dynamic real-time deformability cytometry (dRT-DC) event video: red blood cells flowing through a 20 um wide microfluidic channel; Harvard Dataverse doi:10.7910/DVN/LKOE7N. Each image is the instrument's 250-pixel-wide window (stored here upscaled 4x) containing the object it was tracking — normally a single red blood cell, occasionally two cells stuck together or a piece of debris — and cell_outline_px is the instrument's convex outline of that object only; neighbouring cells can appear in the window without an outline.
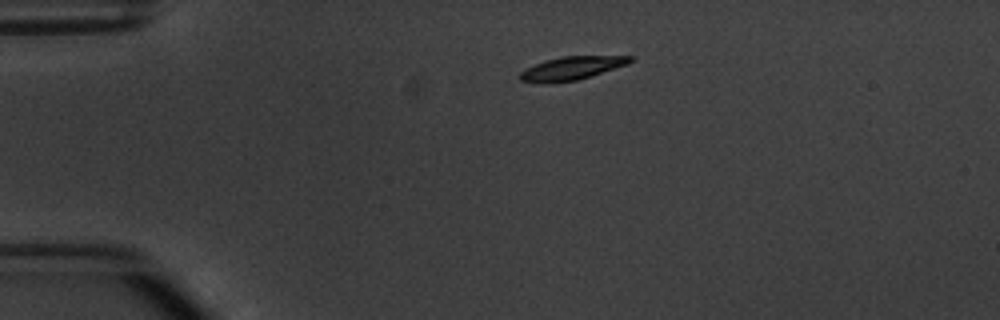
{"species": "common noctule bat (a hibernating species)", "species_latin": "Nyctalus noctula", "temperature_condition": "warm", "stored_images_in_passage": 2, "camera_frame_rate_fps": 3000, "um_per_image_px": 0.085, "animal": {"sex": "male", "body_mass_g": 20.1, "forearm_length_mm": 53.5}, "frame": {"image": 1, "passage_image": 1, "time_ms": 0.0, "image_size_px": [1000, 320], "cell_outline_px": [[632, 60], [628, 64], [576, 80], [552, 84], [540, 84], [520, 80], [520, 72], [536, 64], [560, 56], [632, 56]], "centroid_in_image_um": [48.55, 5.82], "position_along_channel_um": 36.4, "area_um2": 14.8}}